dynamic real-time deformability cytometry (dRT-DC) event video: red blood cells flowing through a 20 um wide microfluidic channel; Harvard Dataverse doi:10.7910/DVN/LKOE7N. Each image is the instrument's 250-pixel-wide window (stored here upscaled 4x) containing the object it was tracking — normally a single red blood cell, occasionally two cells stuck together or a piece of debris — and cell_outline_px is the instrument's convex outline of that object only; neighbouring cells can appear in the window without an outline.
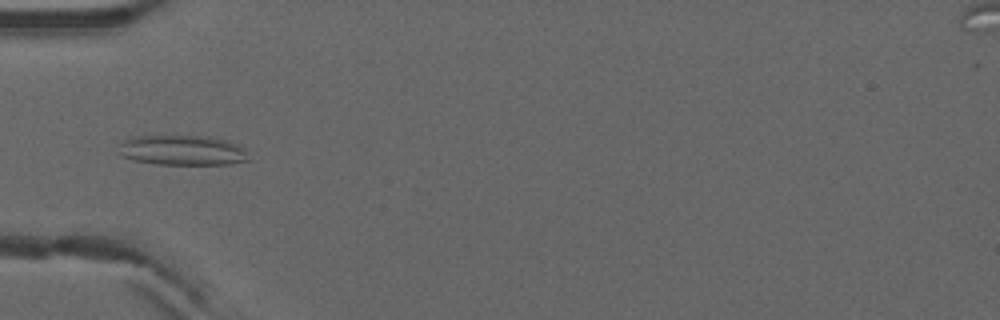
{"species": "common noctule bat (a hibernating species)", "species_latin": "Nyctalus noctula", "temperature_condition": "warm", "stored_images_in_passage": 5, "camera_frame_rate_fps": 3000, "um_per_image_px": 0.085, "animal": {"sex": "male", "forearm_length_mm": 52.5}, "frame": {"image": 1, "passage_image": 4, "time_ms": 1.0, "image_size_px": [1000, 320], "cell_outline_px": [[248, 160], [228, 164], [156, 164], [132, 160], [120, 156], [116, 152], [120, 140], [132, 136], [208, 136], [224, 140], [236, 144], [244, 148]], "centroid_in_image_um": [15.37, 12.77], "position_along_channel_um": 69.6, "area_um2": 22.95}}